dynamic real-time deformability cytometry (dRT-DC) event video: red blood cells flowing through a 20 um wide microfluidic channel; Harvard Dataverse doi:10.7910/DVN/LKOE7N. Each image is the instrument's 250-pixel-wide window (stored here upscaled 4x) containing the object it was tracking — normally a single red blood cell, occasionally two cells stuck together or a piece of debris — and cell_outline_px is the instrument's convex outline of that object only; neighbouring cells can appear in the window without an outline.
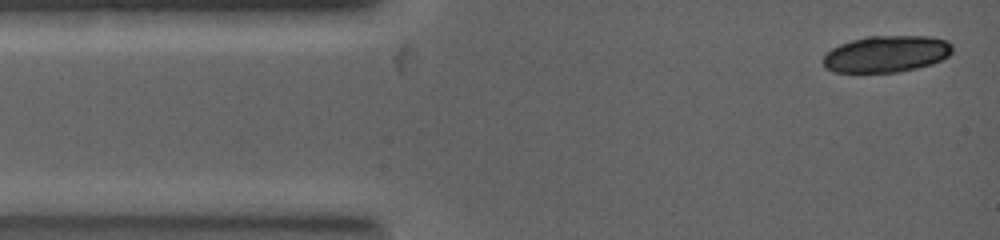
{"species": "common noctule bat (a hibernating species)", "species_latin": "Nyctalus noctula", "temperature_condition": "warm", "stored_images_in_passage": 2, "camera_frame_rate_fps": 5000, "um_per_image_px": 0.085, "animal": {"sex": "female", "body_mass_g": 19.0, "forearm_length_mm": 53.3}, "frame": {"image": 1, "passage_image": 1, "time_ms": 0.0, "image_size_px": [1000, 240], "cell_outline_px": [[952, 52], [948, 56], [932, 64], [916, 68], [896, 72], [832, 72], [824, 64], [824, 56], [832, 48], [840, 44], [852, 40], [868, 36], [928, 36], [948, 40], [952, 44]], "centroid_in_image_um": [75.37, 4.58], "position_along_channel_um": 9.6, "area_um2": 27.46}}